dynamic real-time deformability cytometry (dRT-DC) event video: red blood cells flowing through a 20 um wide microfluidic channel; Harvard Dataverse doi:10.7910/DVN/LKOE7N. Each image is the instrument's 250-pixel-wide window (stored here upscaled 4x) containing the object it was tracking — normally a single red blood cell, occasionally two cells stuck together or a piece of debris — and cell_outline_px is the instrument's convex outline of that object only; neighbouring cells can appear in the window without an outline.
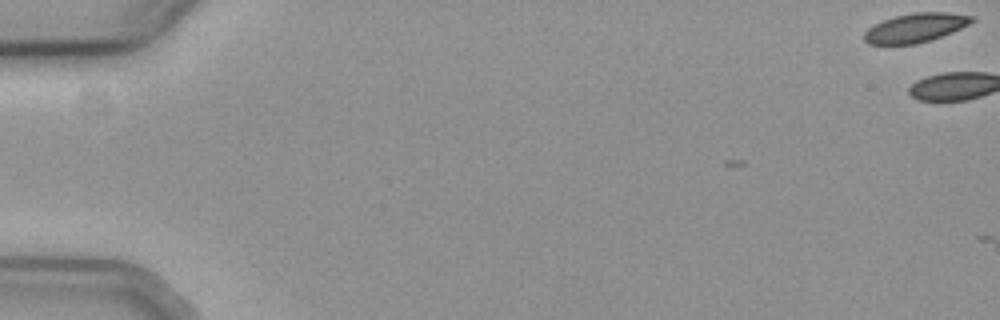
{"species": "common noctule bat (a hibernating species)", "species_latin": "Nyctalus noctula", "temperature_condition": "cold", "stored_images_in_passage": 4, "camera_frame_rate_fps": 3000, "um_per_image_px": 0.085, "animal": {"sex": "female", "body_mass_g": 19.3, "forearm_length_mm": 54.1}, "frame": {"image": 1, "passage_image": 4, "time_ms": 1.0, "image_size_px": [1000, 320], "cell_outline_px": [[976, 20], [952, 32], [932, 40], [916, 44], [868, 44], [864, 40], [864, 32], [868, 28], [884, 20], [896, 16], [912, 12], [948, 12], [976, 16]], "centroid_in_image_um": [77.85, 2.36], "position_along_channel_um": 7.2, "area_um2": 18.26}}